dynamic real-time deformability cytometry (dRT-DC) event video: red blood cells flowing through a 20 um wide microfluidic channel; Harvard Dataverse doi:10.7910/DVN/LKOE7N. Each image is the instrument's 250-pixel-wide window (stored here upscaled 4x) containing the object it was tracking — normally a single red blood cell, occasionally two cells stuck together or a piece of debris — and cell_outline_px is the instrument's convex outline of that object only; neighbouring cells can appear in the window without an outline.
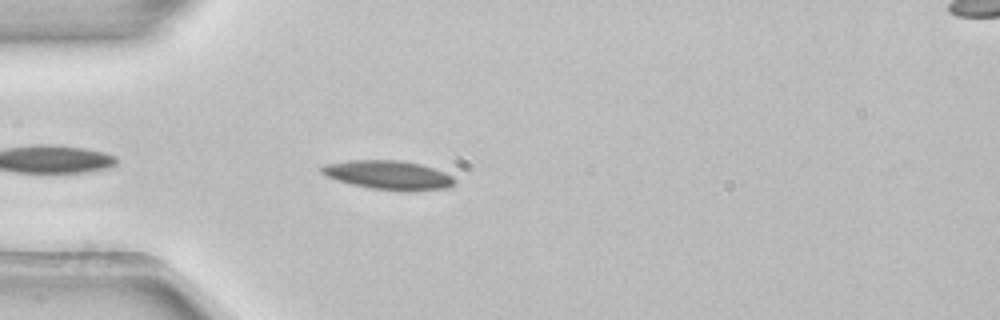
{"species": "common noctule bat (a hibernating species)", "species_latin": "Nyctalus noctula", "temperature_condition": "room temperature", "stored_images_in_passage": 5, "segment_of_instrument_passage": [1, 2], "camera_frame_rate_fps": 3000, "um_per_image_px": 0.085, "animal": {"sex": "female", "body_mass_g": 22.7, "forearm_length_mm": 54.2}, "frame": {"image": 1, "passage_image": 4, "time_ms": 1.0, "image_size_px": [1000, 320], "cell_outline_px": [[456, 184], [448, 188], [404, 192], [372, 188], [352, 184], [336, 180], [320, 172], [320, 168], [324, 164], [348, 160], [400, 160], [420, 164], [444, 172], [452, 176], [456, 180]], "centroid_in_image_um": [33.04, 14.88], "position_along_channel_um": 52.0, "area_um2": 22.6}}